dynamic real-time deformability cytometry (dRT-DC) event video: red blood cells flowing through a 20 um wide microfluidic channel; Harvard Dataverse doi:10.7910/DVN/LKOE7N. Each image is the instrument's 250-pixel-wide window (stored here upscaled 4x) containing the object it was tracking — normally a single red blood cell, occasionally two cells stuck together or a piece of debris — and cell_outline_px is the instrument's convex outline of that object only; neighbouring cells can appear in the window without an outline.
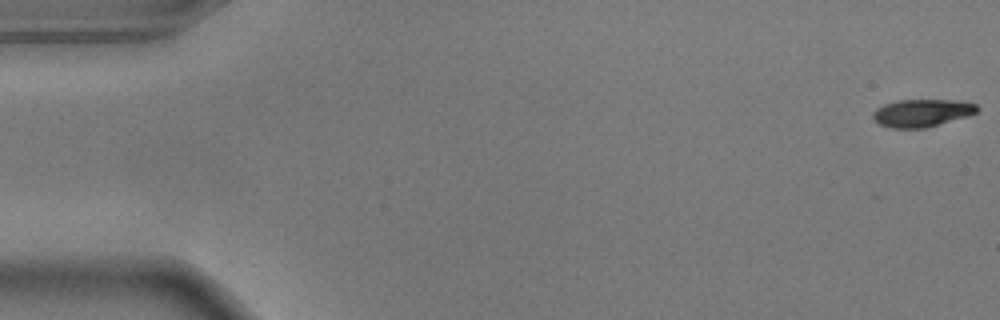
{"species": "common noctule bat (a hibernating species)", "species_latin": "Nyctalus noctula", "temperature_condition": "warm", "stored_images_in_passage": 17, "camera_frame_rate_fps": 3000, "um_per_image_px": 0.085, "animal": {"sex": "male", "body_mass_g": 17.9}, "frame": {"image": 1, "passage_image": 1, "time_ms": 0.0, "image_size_px": [1000, 320], "cell_outline_px": [[980, 108], [976, 112], [968, 116], [928, 128], [892, 128], [880, 124], [872, 120], [872, 112], [876, 108], [884, 104], [896, 100], [960, 100], [976, 104]], "centroid_in_image_um": [78.36, 9.6], "position_along_channel_um": 6.6, "area_um2": 17.05}}
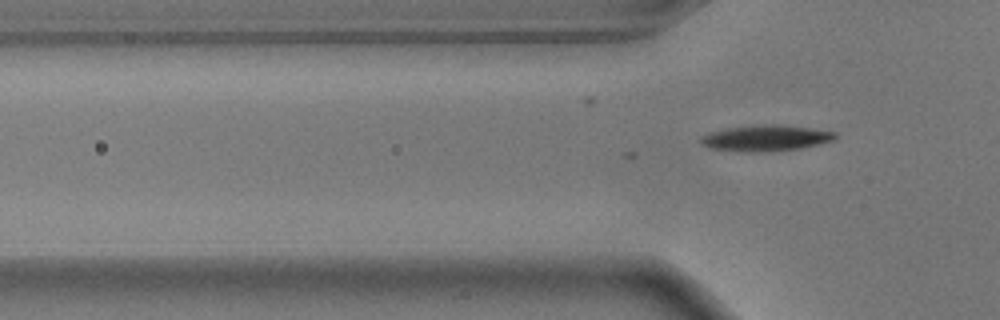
{"frame": {"image": 2, "passage_image": 17, "time_ms": 5.333, "image_size_px": [1000, 320], "cell_outline_px": [[836, 140], [800, 148], [760, 152], [740, 152], [708, 148], [700, 144], [700, 136], [708, 132], [724, 128], [772, 124], [808, 128], [836, 132]], "centroid_in_image_um": [65.01, 11.75], "position_along_channel_um": 60.8, "area_um2": 20.35}}